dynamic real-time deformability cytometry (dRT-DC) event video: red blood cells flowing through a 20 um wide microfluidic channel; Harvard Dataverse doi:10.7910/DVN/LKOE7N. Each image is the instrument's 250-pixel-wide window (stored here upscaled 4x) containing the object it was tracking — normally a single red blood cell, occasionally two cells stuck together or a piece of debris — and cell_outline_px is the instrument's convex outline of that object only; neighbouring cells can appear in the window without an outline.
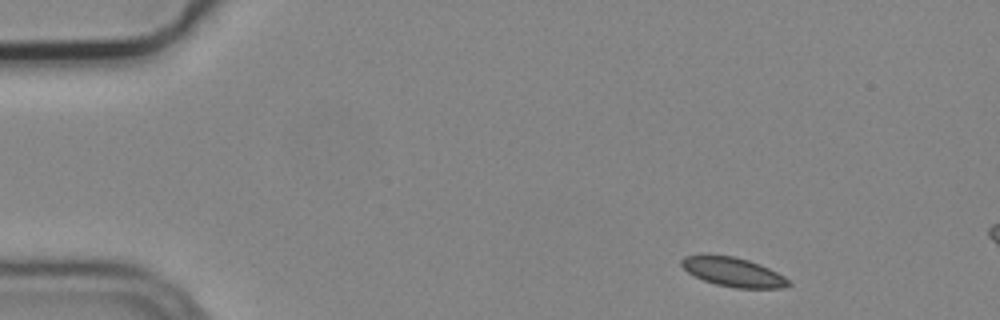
{"species": "common noctule bat (a hibernating species)", "species_latin": "Nyctalus noctula", "temperature_condition": "cold", "stored_images_in_passage": 3, "camera_frame_rate_fps": 3000, "um_per_image_px": 0.085, "animal": {"sex": "male", "body_mass_g": 19.2, "forearm_length_mm": 51.8}, "frame": {"image": 1, "passage_image": 1, "time_ms": 0.0, "image_size_px": [1000, 320], "cell_outline_px": [[792, 284], [784, 288], [736, 288], [716, 284], [704, 280], [688, 272], [680, 264], [680, 260], [684, 256], [700, 252], [732, 256], [748, 260], [760, 264], [784, 276]], "centroid_in_image_um": [62.26, 23.08], "position_along_channel_um": 22.7, "area_um2": 18.5}}